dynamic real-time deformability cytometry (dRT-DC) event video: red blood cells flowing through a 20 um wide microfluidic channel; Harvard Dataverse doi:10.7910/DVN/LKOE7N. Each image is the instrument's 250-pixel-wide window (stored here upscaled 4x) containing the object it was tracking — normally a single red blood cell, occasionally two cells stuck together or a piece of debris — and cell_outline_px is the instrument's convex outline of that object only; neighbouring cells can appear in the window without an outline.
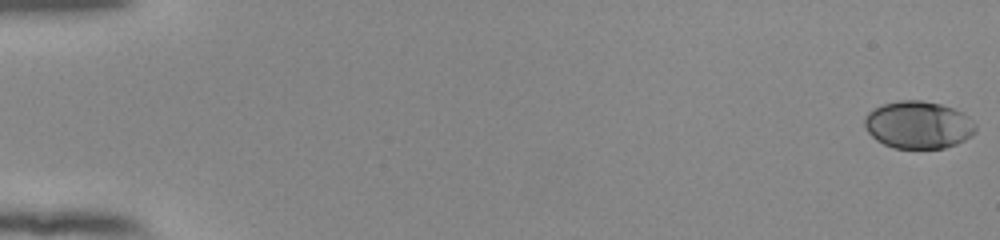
{"species": "human", "species_latin": "Homo sapiens", "temperature_condition": "room temperature", "stored_images_in_passage": 55, "camera_frame_rate_fps": 3000, "um_per_image_px": 0.085, "donor": {"sex": "female"}, "frame": {"image": 1, "passage_image": 1, "time_ms": 0.0, "image_size_px": [1000, 240], "cell_outline_px": [[976, 132], [972, 136], [956, 144], [944, 148], [892, 148], [876, 140], [864, 128], [864, 116], [868, 112], [884, 104], [900, 100], [920, 100], [940, 104], [964, 112], [976, 124]], "centroid_in_image_um": [78.07, 10.62], "position_along_channel_um": 6.9, "area_um2": 30.87}}
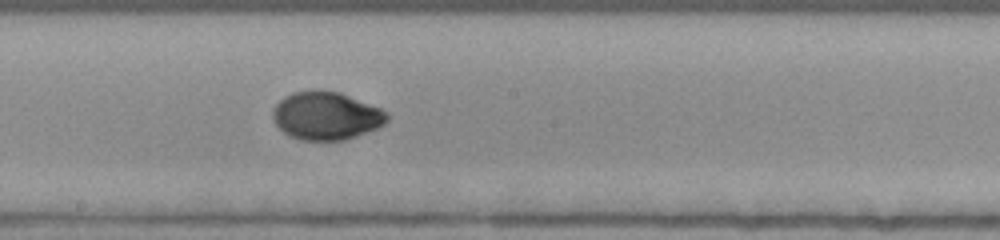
{"frame": {"image": 2, "passage_image": 32, "time_ms": 10.333, "image_size_px": [1000, 240], "cell_outline_px": [[388, 120], [384, 124], [376, 128], [344, 140], [300, 140], [284, 132], [276, 124], [272, 116], [272, 112], [276, 104], [284, 96], [292, 92], [340, 92], [380, 108], [388, 112]], "centroid_in_image_um": [27.73, 9.86], "position_along_channel_um": 220.5, "area_um2": 31.39}}
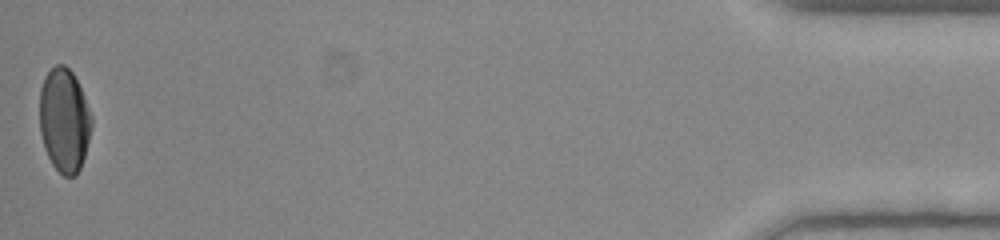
{"frame": {"image": 3, "passage_image": 55, "time_ms": 18.0, "image_size_px": [1000, 240], "cell_outline_px": [[92, 128], [84, 156], [80, 168], [76, 176], [64, 176], [52, 164], [44, 148], [40, 132], [40, 88], [44, 76], [56, 64], [64, 64], [72, 72], [84, 96], [92, 116]], "centroid_in_image_um": [5.46, 10.22], "position_along_channel_um": 429.7, "area_um2": 31.44}, "authors_computed_cell_mechanics": {"area_um2": 31.2698, "velocity_mm_per_s": 3.8658, "shape_relaxation_time_tau1_ms": 4.8372, "shape_relaxation_time_tau2_ms": null, "deformation_change_tau1": 0.174, "deformation_change_tau2": null}}